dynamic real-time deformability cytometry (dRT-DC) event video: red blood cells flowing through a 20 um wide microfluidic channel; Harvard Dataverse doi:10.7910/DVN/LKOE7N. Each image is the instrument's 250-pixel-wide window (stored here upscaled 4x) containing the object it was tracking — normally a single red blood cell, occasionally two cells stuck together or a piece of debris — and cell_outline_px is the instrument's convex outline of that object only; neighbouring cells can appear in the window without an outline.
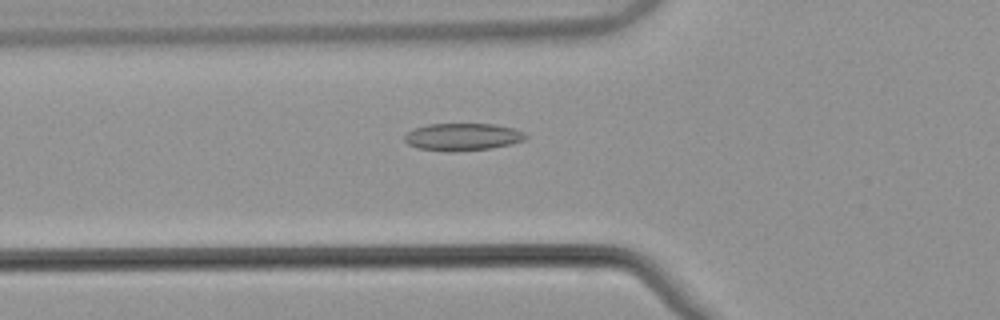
{"species": "common noctule bat (a hibernating species)", "species_latin": "Nyctalus noctula", "temperature_condition": "warm", "stored_images_in_passage": 37, "camera_frame_rate_fps": 3000, "um_per_image_px": 0.085, "animal": {"sex": "male", "body_mass_g": 21.5, "forearm_length_mm": 52.0}, "frame": {"image": 1, "passage_image": 4, "time_ms": 1.0, "image_size_px": [1000, 320], "cell_outline_px": [[528, 136], [524, 140], [492, 148], [452, 152], [416, 148], [408, 144], [404, 140], [404, 136], [408, 132], [416, 128], [428, 124], [496, 124], [516, 128], [524, 132]], "centroid_in_image_um": [39.33, 11.63], "position_along_channel_um": 86.5, "area_um2": 19.36}}
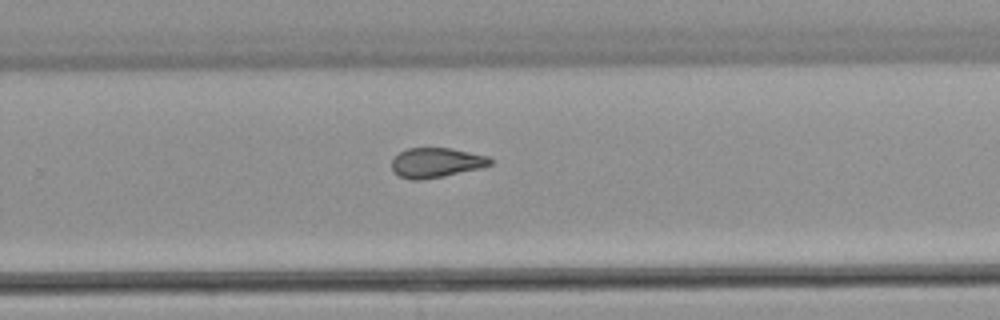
{"frame": {"image": 2, "passage_image": 20, "time_ms": 6.333, "image_size_px": [1000, 320], "cell_outline_px": [[496, 160], [492, 164], [480, 168], [444, 176], [420, 180], [412, 180], [400, 176], [392, 168], [392, 160], [400, 152], [408, 148], [452, 148], [488, 156]], "centroid_in_image_um": [37.13, 13.82], "position_along_channel_um": 292.7, "area_um2": 17.05}}
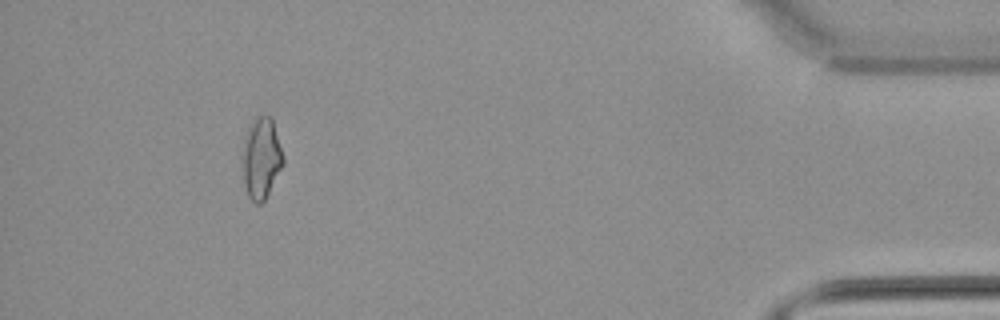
{"frame": {"image": 3, "passage_image": 34, "time_ms": 11.0, "image_size_px": [1000, 320], "cell_outline_px": [[284, 164], [264, 200], [260, 204], [256, 204], [248, 196], [244, 184], [240, 160], [244, 140], [248, 128], [260, 116], [272, 116], [284, 156]], "centroid_in_image_um": [22.2, 13.46], "position_along_channel_um": 413.0, "area_um2": 19.42}}